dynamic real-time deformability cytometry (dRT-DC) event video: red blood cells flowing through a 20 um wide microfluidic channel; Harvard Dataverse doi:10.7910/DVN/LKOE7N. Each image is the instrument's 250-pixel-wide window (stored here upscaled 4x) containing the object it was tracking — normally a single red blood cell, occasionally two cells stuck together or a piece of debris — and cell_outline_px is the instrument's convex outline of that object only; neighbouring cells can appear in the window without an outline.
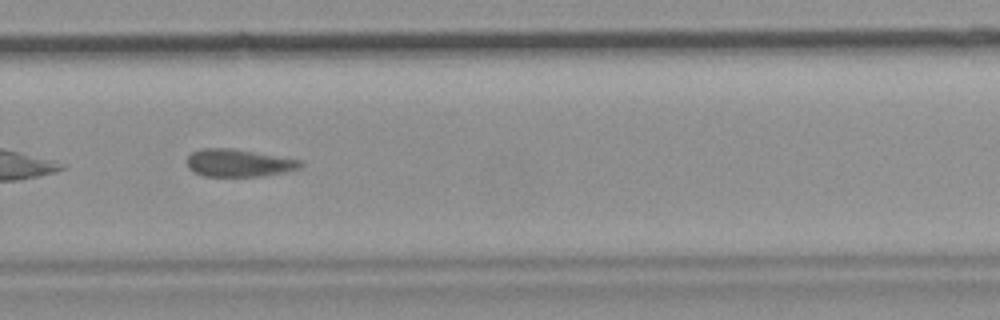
{"species": "common noctule bat (a hibernating species)", "species_latin": "Nyctalus noctula", "temperature_condition": "room temperature", "stored_images_in_passage": 38, "camera_frame_rate_fps": 3000, "um_per_image_px": 0.085, "animal": {"sex": "female", "body_mass_g": 19.9}, "frame": {"image": 1, "passage_image": 22, "time_ms": 7.0, "image_size_px": [1000, 320], "cell_outline_px": [[304, 164], [300, 168], [284, 172], [264, 176], [204, 176], [192, 172], [188, 168], [184, 160], [192, 152], [200, 148], [236, 148], [300, 160]], "centroid_in_image_um": [20.24, 13.84], "position_along_channel_um": 309.6, "area_um2": 18.55}}
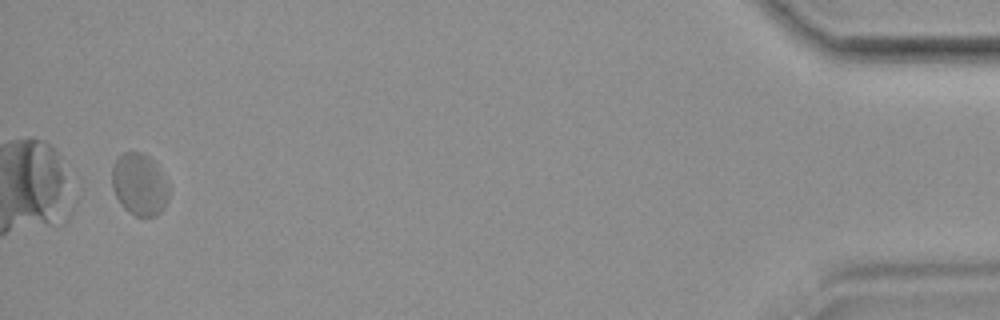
{"frame": {"image": 2, "passage_image": 38, "time_ms": 12.333, "image_size_px": [1000, 320], "cell_outline_px": [[172, 192], [168, 200], [160, 212], [156, 216], [136, 216], [128, 212], [120, 204], [112, 188], [112, 164], [116, 156], [120, 152], [140, 152], [148, 156], [156, 164], [168, 180]], "centroid_in_image_um": [11.87, 15.66], "position_along_channel_um": 423.3, "area_um2": 21.21}}